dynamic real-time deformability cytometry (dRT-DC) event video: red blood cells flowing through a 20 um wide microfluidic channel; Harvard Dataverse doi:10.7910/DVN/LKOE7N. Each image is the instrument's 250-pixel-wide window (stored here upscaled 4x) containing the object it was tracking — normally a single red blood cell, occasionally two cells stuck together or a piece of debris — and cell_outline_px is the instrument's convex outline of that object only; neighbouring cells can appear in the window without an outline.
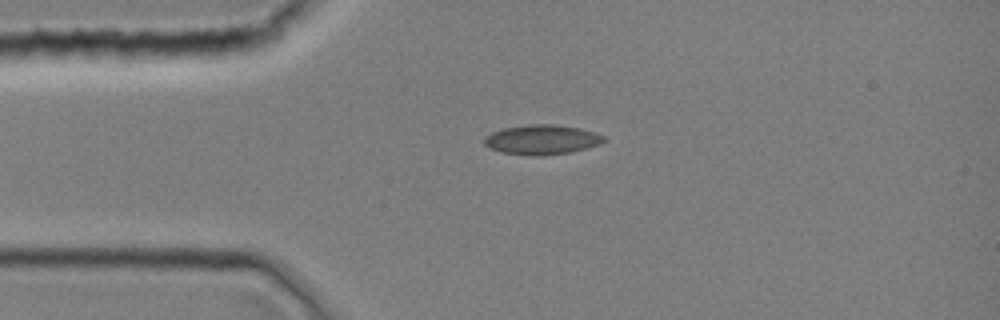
{"species": "common noctule bat (a hibernating species)", "species_latin": "Nyctalus noctula", "temperature_condition": "room temperature", "stored_images_in_passage": 1, "camera_frame_rate_fps": 3000, "um_per_image_px": 0.085, "animal": {"sex": "female", "body_mass_g": 19.0, "forearm_length_mm": 51.5}, "frame": {"image": 1, "passage_image": 1, "time_ms": 0.0, "image_size_px": [1000, 320], "cell_outline_px": [[608, 140], [600, 144], [568, 152], [540, 156], [500, 152], [488, 148], [484, 144], [484, 136], [492, 132], [504, 128], [532, 124], [552, 124], [580, 128], [604, 136]], "centroid_in_image_um": [46.03, 11.87], "position_along_channel_um": 39.0, "area_um2": 20.52}}